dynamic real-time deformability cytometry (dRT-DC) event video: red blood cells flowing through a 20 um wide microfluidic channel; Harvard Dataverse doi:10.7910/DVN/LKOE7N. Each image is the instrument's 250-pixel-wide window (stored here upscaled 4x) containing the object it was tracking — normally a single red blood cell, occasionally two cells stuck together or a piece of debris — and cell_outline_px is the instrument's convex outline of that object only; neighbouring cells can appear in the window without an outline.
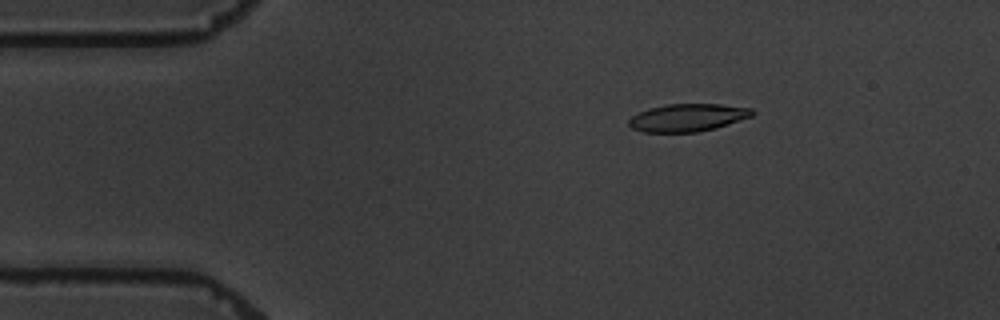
{"species": "common noctule bat (a hibernating species)", "species_latin": "Nyctalus noctula", "temperature_condition": "warm", "stored_images_in_passage": 6, "camera_frame_rate_fps": 3000, "um_per_image_px": 0.085, "animal": {"sex": "male", "body_mass_g": 19.5, "forearm_length_mm": 54.6}, "frame": {"image": 1, "passage_image": 3, "time_ms": 2.333, "image_size_px": [1000, 320], "cell_outline_px": [[756, 112], [752, 116], [716, 128], [696, 132], [644, 132], [632, 128], [628, 124], [628, 120], [632, 116], [648, 108], [668, 104], [720, 104], [752, 108]], "centroid_in_image_um": [58.46, 9.99], "position_along_channel_um": 26.5, "area_um2": 19.88}}
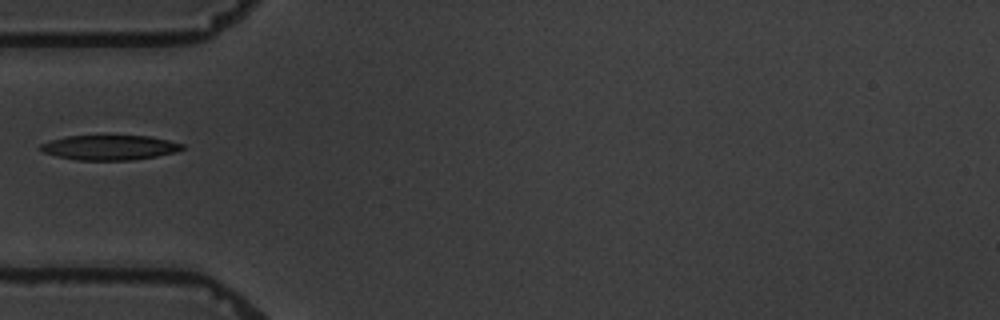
{"frame": {"image": 2, "passage_image": 5, "time_ms": 5.333, "image_size_px": [1000, 320], "cell_outline_px": [[184, 148], [176, 152], [156, 156], [132, 160], [76, 160], [56, 156], [44, 152], [40, 148], [40, 144], [64, 136], [152, 136], [184, 144]], "centroid_in_image_um": [9.33, 12.54], "position_along_channel_um": 75.7, "area_um2": 20.46}}
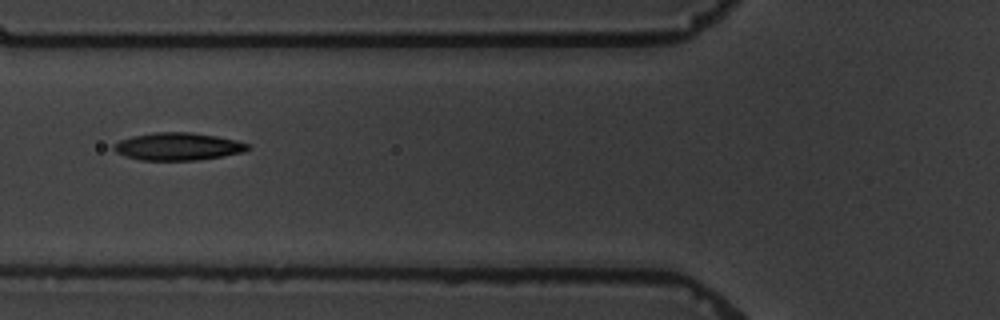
{"frame": {"image": 3, "passage_image": 6, "time_ms": 6.333, "image_size_px": [1000, 320], "cell_outline_px": [[252, 148], [244, 152], [224, 156], [196, 160], [144, 160], [124, 156], [116, 152], [112, 148], [112, 144], [120, 140], [132, 136], [156, 132], [192, 132], [216, 136], [236, 140], [248, 144]], "centroid_in_image_um": [15.13, 12.45], "position_along_channel_um": 110.7, "area_um2": 21.62}}